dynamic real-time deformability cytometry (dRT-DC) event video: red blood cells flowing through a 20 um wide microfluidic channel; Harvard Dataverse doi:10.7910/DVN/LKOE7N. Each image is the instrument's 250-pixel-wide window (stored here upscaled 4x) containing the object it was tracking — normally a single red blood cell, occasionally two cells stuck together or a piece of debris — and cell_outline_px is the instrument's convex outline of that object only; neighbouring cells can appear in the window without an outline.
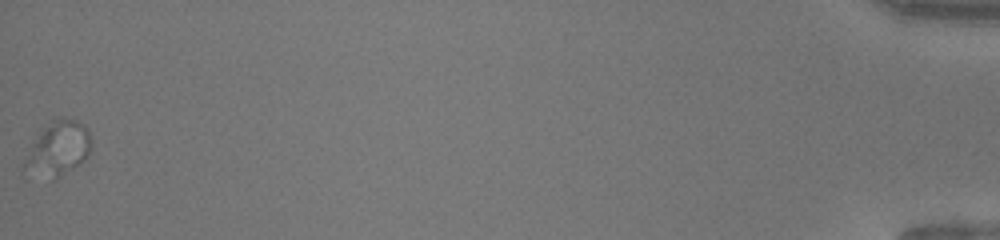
{"species": "human", "species_latin": "Homo sapiens", "temperature_condition": "warm", "stored_images_in_passage": 49, "camera_frame_rate_fps": 3000, "um_per_image_px": 0.085, "donor": {"sex": "female"}, "frame": {"image": 1, "passage_image": 49, "time_ms": 16.0, "image_size_px": [1000, 240], "cell_outline_px": [[92, 148], [88, 156], [84, 160], [56, 180], [52, 180], [20, 172], [20, 164], [36, 132], [56, 120], [76, 120], [84, 124], [88, 128], [92, 140]], "centroid_in_image_um": [4.85, 12.71], "position_along_channel_um": 430.3, "area_um2": 22.02}}